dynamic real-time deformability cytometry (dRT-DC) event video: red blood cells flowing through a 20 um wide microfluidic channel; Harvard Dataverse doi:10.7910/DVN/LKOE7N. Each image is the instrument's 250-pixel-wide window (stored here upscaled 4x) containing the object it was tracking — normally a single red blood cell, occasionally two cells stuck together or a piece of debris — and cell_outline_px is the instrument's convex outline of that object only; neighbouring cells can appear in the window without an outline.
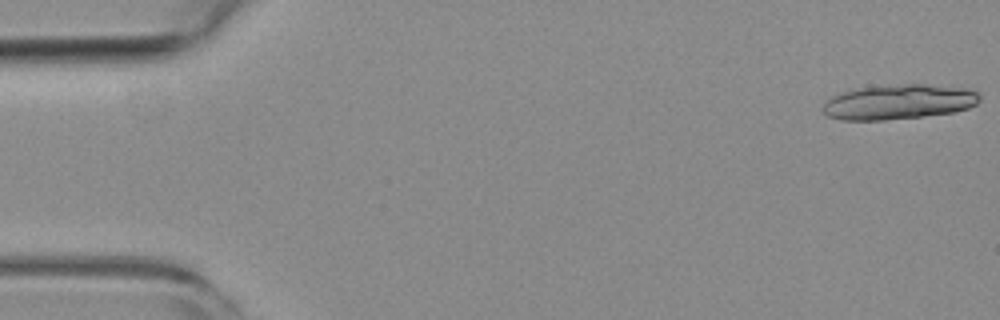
{"species": "common noctule bat (a hibernating species)", "species_latin": "Nyctalus noctula", "temperature_condition": "room temperature", "stored_images_in_passage": 15, "camera_frame_rate_fps": 3000, "um_per_image_px": 0.085, "animal": {"sex": "female", "body_mass_g": 19.3, "forearm_length_mm": 54.1}, "frame": {"image": 1, "passage_image": 1, "time_ms": 0.0, "image_size_px": [1000, 320], "cell_outline_px": [[980, 100], [976, 104], [968, 108], [956, 112], [884, 120], [840, 120], [828, 116], [824, 112], [824, 100], [840, 92], [860, 88], [904, 84], [924, 84], [964, 88], [976, 92], [980, 96]], "centroid_in_image_um": [76.38, 8.67], "position_along_channel_um": 8.6, "area_um2": 31.67}}